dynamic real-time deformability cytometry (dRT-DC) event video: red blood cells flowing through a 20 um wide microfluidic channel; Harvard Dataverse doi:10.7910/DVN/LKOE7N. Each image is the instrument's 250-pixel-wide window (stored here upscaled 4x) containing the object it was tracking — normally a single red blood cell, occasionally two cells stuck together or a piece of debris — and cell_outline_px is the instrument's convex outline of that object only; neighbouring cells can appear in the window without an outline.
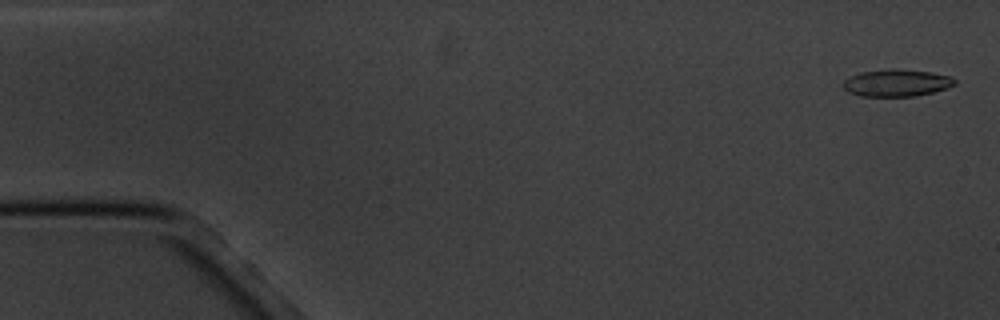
{"species": "common noctule bat (a hibernating species)", "species_latin": "Nyctalus noctula", "temperature_condition": "cold", "stored_images_in_passage": 5, "camera_frame_rate_fps": 3000, "um_per_image_px": 0.085, "animal": {"sex": "male", "body_mass_g": 20.1, "forearm_length_mm": 53.5}, "frame": {"image": 1, "passage_image": 1, "time_ms": 0.0, "image_size_px": [1000, 320], "cell_outline_px": [[956, 84], [948, 88], [916, 96], [860, 96], [848, 92], [840, 84], [844, 80], [860, 72], [892, 68], [932, 72], [948, 76], [956, 80]], "centroid_in_image_um": [76.19, 7.04], "position_along_channel_um": 8.8, "area_um2": 17.69}}
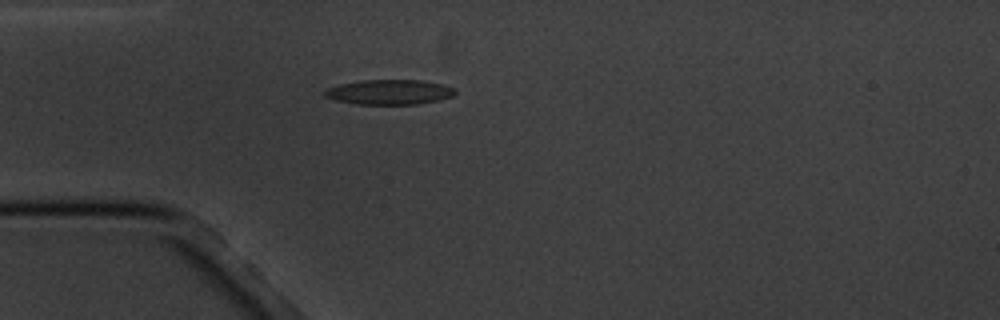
{"frame": {"image": 2, "passage_image": 5, "time_ms": 4.667, "image_size_px": [1000, 320], "cell_outline_px": [[456, 92], [452, 96], [440, 100], [420, 104], [356, 104], [336, 100], [324, 96], [324, 92], [328, 88], [340, 84], [360, 80], [420, 80], [440, 84], [452, 88]], "centroid_in_image_um": [33.08, 7.83], "position_along_channel_um": 51.9, "area_um2": 18.79}}